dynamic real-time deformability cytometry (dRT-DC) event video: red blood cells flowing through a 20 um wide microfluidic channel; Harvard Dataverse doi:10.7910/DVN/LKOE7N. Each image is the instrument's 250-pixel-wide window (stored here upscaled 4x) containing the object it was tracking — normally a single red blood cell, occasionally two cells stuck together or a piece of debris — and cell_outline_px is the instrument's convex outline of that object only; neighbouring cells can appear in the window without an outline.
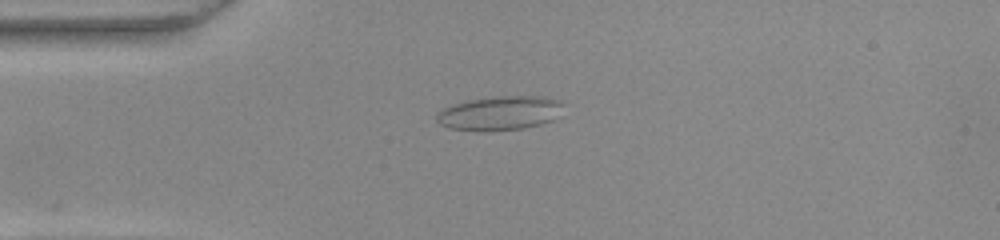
{"species": "common noctule bat (a hibernating species)", "species_latin": "Nyctalus noctula", "temperature_condition": "warm", "stored_images_in_passage": 30, "camera_frame_rate_fps": 3000, "um_per_image_px": 0.085, "animal": {"sex": "female", "body_mass_g": 22.0, "forearm_length_mm": 56.7}, "frame": {"image": 1, "passage_image": 1, "time_ms": 0.0, "image_size_px": [1000, 240], "cell_outline_px": [[560, 116], [552, 120], [540, 124], [524, 128], [488, 132], [480, 132], [448, 128], [440, 124], [436, 120], [436, 112], [452, 104], [468, 100], [496, 96], [544, 96], [560, 100]], "centroid_in_image_um": [42.44, 9.63], "position_along_channel_um": 42.6, "area_um2": 25.55}}
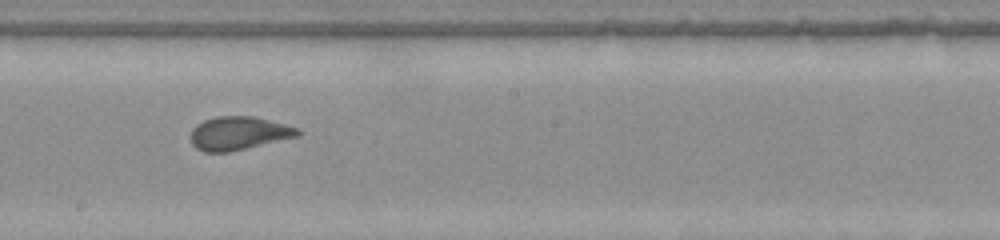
{"frame": {"image": 2, "passage_image": 17, "time_ms": 5.333, "image_size_px": [1000, 240], "cell_outline_px": [[300, 136], [228, 152], [204, 152], [196, 148], [192, 144], [192, 128], [196, 124], [204, 120], [216, 116], [252, 116], [284, 124], [296, 128], [300, 132]], "centroid_in_image_um": [20.26, 11.33], "position_along_channel_um": 227.9, "area_um2": 20.63}}
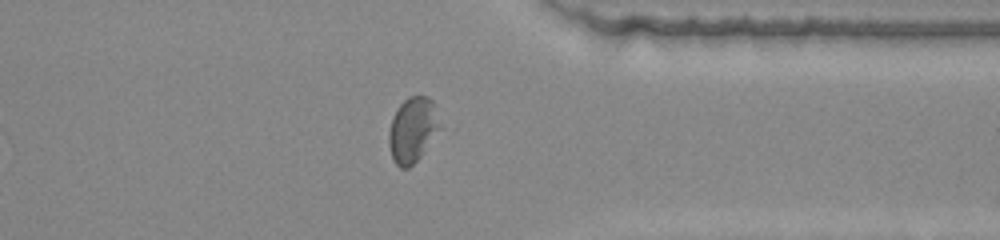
{"frame": {"image": 3, "passage_image": 29, "time_ms": 9.333, "image_size_px": [1000, 240], "cell_outline_px": [[440, 128], [420, 156], [408, 168], [400, 168], [392, 160], [388, 144], [388, 132], [392, 116], [396, 108], [408, 96], [428, 96], [432, 100]], "centroid_in_image_um": [35.01, 11.03], "position_along_channel_um": 376.4, "area_um2": 19.19}}